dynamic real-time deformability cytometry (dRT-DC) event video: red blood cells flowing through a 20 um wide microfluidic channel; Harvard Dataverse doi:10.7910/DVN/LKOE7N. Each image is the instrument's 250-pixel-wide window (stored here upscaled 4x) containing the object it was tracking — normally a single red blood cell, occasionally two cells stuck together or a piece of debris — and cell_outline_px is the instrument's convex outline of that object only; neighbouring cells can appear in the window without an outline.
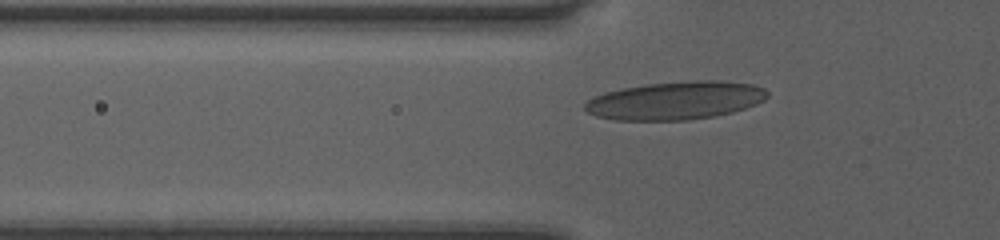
{"species": "human", "species_latin": "Homo sapiens", "temperature_condition": "room temperature", "stored_images_in_passage": 31, "camera_frame_rate_fps": 3000, "um_per_image_px": 0.085, "donor": {"sex": "female"}, "frame": {"image": 1, "passage_image": 4, "time_ms": 1.0, "image_size_px": [1000, 240], "cell_outline_px": [[768, 96], [764, 100], [756, 104], [732, 112], [712, 116], [688, 120], [616, 120], [596, 116], [588, 112], [584, 108], [584, 104], [592, 96], [604, 92], [644, 84], [692, 80], [720, 80], [752, 84], [764, 88], [768, 92]], "centroid_in_image_um": [57.41, 8.53], "position_along_channel_um": 68.4, "area_um2": 40.63}}
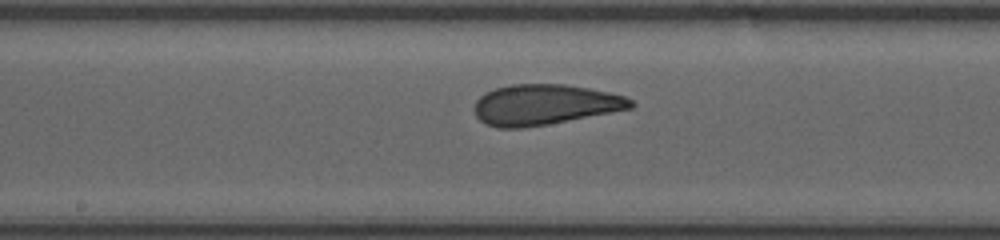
{"frame": {"image": 2, "passage_image": 14, "time_ms": 4.333, "image_size_px": [1000, 240], "cell_outline_px": [[636, 104], [632, 108], [548, 124], [520, 128], [500, 128], [484, 124], [476, 116], [476, 100], [484, 92], [508, 84], [564, 84], [588, 88], [608, 92], [624, 96], [632, 100]], "centroid_in_image_um": [46.28, 8.89], "position_along_channel_um": 201.9, "area_um2": 36.76}}
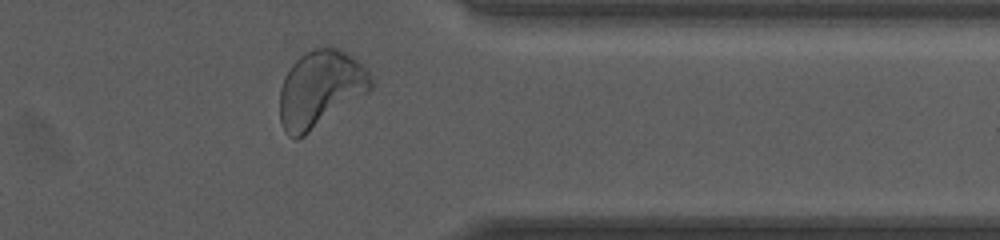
{"frame": {"image": 3, "passage_image": 28, "time_ms": 9.0, "image_size_px": [1000, 240], "cell_outline_px": [[372, 88], [368, 92], [304, 136], [296, 140], [288, 136], [284, 132], [280, 120], [280, 88], [284, 76], [292, 64], [300, 56], [312, 48], [336, 48], [348, 52], [364, 64], [372, 80]], "centroid_in_image_um": [27.21, 7.56], "position_along_channel_um": 384.2, "area_um2": 40.86}, "authors_computed_cell_mechanics": {"area_um2": 36.9342, "velocity_mm_per_s": 4.055, "shape_relaxation_time_tau1_ms": 7.4951, "shape_relaxation_time_tau2_ms": 1.1274, "deformation_change_tau1": 0.2114, "deformation_change_tau2": 0.0878}}